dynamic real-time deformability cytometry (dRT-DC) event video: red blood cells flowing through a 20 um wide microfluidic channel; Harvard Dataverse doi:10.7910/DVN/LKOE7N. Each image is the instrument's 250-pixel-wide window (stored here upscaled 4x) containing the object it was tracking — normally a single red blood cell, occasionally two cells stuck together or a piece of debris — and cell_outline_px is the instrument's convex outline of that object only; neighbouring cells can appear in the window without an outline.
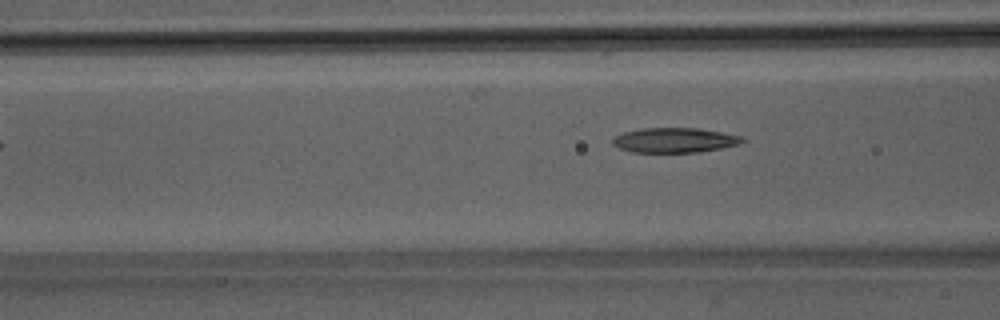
{"species": "Egyptian fruit bat (a non-hibernating species)", "species_latin": "Rousettus aegyptiacus", "temperature_condition": "room temperature", "stored_images_in_passage": 4, "camera_frame_rate_fps": 3000, "um_per_image_px": 0.085, "animal": {"sex": "male"}, "frame": {"image": 1, "passage_image": 4, "time_ms": 1.0, "image_size_px": [1000, 320], "cell_outline_px": [[744, 140], [740, 144], [700, 152], [632, 152], [620, 148], [612, 144], [612, 140], [616, 136], [624, 132], [640, 128], [700, 128], [740, 136]], "centroid_in_image_um": [57.32, 11.91], "position_along_channel_um": 109.3, "area_um2": 18.61}}